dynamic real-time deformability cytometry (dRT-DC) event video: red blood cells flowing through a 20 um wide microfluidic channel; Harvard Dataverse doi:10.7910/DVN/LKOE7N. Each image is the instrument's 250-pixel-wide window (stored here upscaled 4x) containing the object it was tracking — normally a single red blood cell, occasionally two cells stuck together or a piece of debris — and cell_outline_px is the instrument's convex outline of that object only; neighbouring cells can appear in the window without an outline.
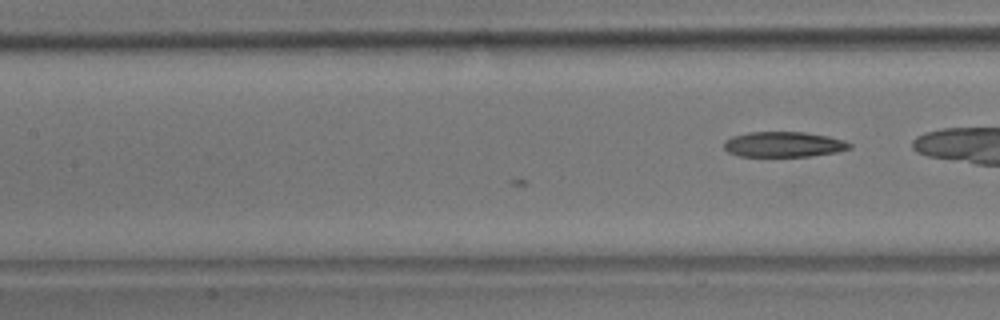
{"species": "common noctule bat (a hibernating species)", "species_latin": "Nyctalus noctula", "temperature_condition": "room temperature", "stored_images_in_passage": 8, "camera_frame_rate_fps": 3000, "um_per_image_px": 0.085, "animal": {"sex": "male", "body_mass_g": 17.9}, "frame": {"image": 1, "passage_image": 8, "time_ms": 2.333, "image_size_px": [1000, 320], "cell_outline_px": [[852, 148], [836, 152], [812, 156], [736, 156], [728, 152], [724, 148], [724, 140], [732, 136], [748, 132], [804, 132], [828, 136], [844, 140], [852, 144]], "centroid_in_image_um": [66.6, 12.27], "position_along_channel_um": 140.8, "area_um2": 18.67}}